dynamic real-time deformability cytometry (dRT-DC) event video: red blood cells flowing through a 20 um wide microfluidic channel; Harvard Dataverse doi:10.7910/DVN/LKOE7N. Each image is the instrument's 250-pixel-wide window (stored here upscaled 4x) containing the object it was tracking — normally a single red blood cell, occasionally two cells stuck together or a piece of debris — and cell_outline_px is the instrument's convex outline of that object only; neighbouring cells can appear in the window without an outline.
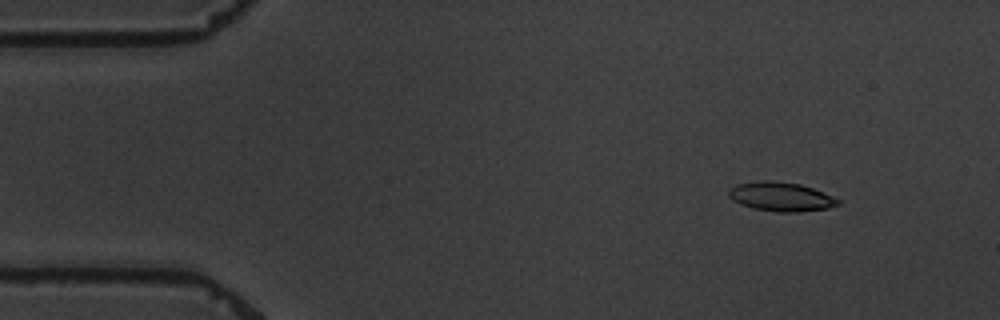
{"species": "common noctule bat (a hibernating species)", "species_latin": "Nyctalus noctula", "temperature_condition": "warm", "stored_images_in_passage": 4, "camera_frame_rate_fps": 3000, "um_per_image_px": 0.085, "animal": {"sex": "male", "body_mass_g": 19.5, "forearm_length_mm": 54.6}, "frame": {"image": 1, "passage_image": 1, "time_ms": 0.0, "image_size_px": [1000, 320], "cell_outline_px": [[840, 204], [828, 208], [800, 212], [776, 212], [752, 208], [740, 204], [732, 200], [728, 196], [728, 192], [736, 184], [764, 180], [772, 180], [800, 184], [812, 188], [832, 196], [840, 200]], "centroid_in_image_um": [66.37, 16.72], "position_along_channel_um": 18.6, "area_um2": 18.55}}
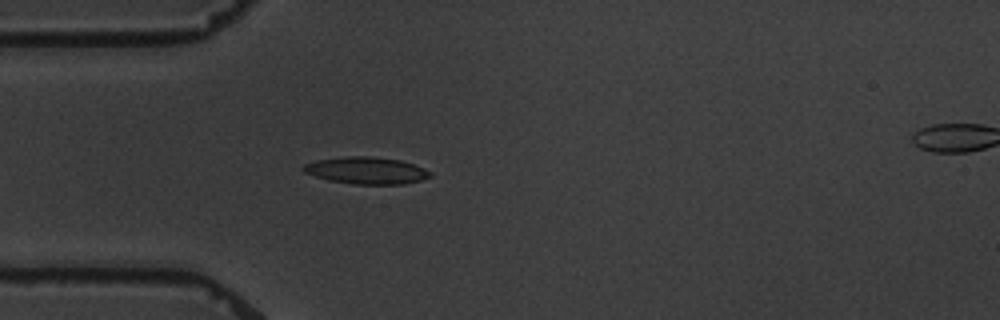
{"frame": {"image": 2, "passage_image": 3, "time_ms": 3.333, "image_size_px": [1000, 320], "cell_outline_px": [[432, 176], [420, 180], [404, 184], [352, 184], [328, 180], [304, 172], [300, 168], [304, 164], [316, 160], [344, 156], [368, 156], [400, 160], [424, 168], [432, 172]], "centroid_in_image_um": [31.12, 14.49], "position_along_channel_um": 53.9, "area_um2": 19.94}}